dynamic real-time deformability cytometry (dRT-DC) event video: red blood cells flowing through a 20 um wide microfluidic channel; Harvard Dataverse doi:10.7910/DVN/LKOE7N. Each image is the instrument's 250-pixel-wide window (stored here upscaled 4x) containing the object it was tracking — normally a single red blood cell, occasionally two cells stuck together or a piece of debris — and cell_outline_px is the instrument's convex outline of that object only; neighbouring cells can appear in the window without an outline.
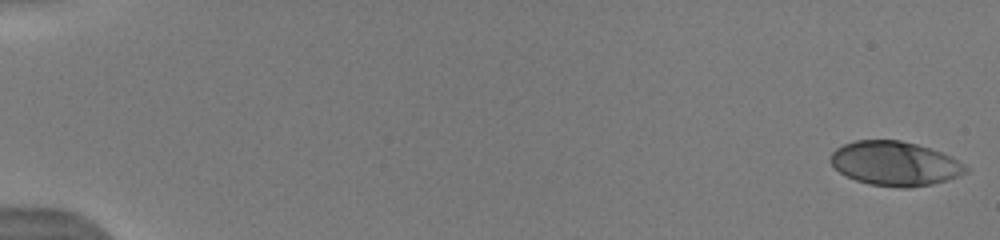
{"species": "human", "species_latin": "Homo sapiens", "temperature_condition": "warm", "stored_images_in_passage": 57, "camera_frame_rate_fps": 3000, "um_per_image_px": 0.085, "donor": {"sex": "male"}, "frame": {"image": 1, "passage_image": 1, "time_ms": 0.0, "image_size_px": [1000, 240], "cell_outline_px": [[968, 172], [960, 176], [932, 184], [908, 188], [900, 188], [868, 184], [856, 180], [840, 172], [828, 160], [832, 152], [836, 148], [844, 144], [856, 140], [900, 140], [916, 144], [952, 156], [964, 164], [968, 168]], "centroid_in_image_um": [76.07, 13.91], "position_along_channel_um": 8.9, "area_um2": 34.91}}
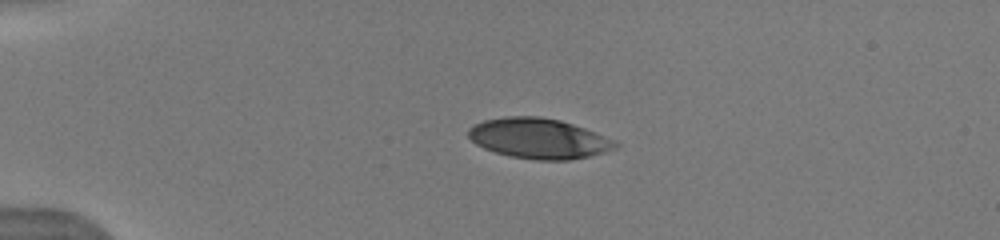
{"frame": {"image": 2, "passage_image": 13, "time_ms": 4.0, "image_size_px": [1000, 240], "cell_outline_px": [[620, 144], [616, 148], [604, 152], [572, 160], [536, 160], [508, 156], [484, 148], [476, 144], [468, 136], [468, 128], [484, 120], [508, 116], [540, 116], [560, 120], [584, 128], [616, 140]], "centroid_in_image_um": [45.81, 11.77], "position_along_channel_um": 39.2, "area_um2": 34.51}}
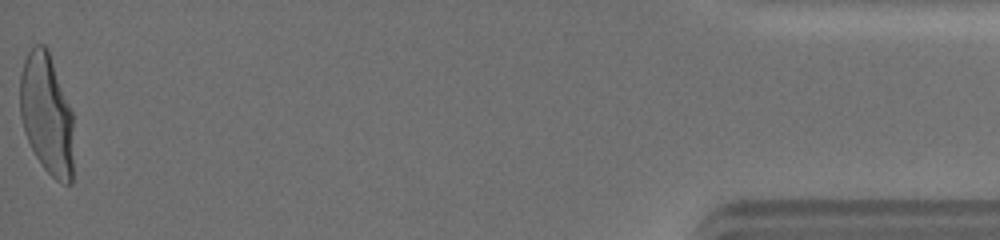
{"frame": {"image": 3, "passage_image": 57, "time_ms": 17.0, "image_size_px": [1000, 240], "cell_outline_px": [[72, 184], [64, 184], [56, 180], [44, 168], [36, 156], [24, 132], [20, 116], [20, 72], [24, 60], [32, 44], [44, 44], [48, 48], [72, 112]], "centroid_in_image_um": [3.95, 9.66], "position_along_channel_um": 431.2, "area_um2": 37.74}, "authors_computed_cell_mechanics": {"area_um2": 36.5296, "velocity_mm_per_s": 4.0234, "shape_relaxation_time_tau1_ms": 3.3399, "shape_relaxation_time_tau2_ms": null, "deformation_change_tau1": 0.208, "deformation_change_tau2": null}}